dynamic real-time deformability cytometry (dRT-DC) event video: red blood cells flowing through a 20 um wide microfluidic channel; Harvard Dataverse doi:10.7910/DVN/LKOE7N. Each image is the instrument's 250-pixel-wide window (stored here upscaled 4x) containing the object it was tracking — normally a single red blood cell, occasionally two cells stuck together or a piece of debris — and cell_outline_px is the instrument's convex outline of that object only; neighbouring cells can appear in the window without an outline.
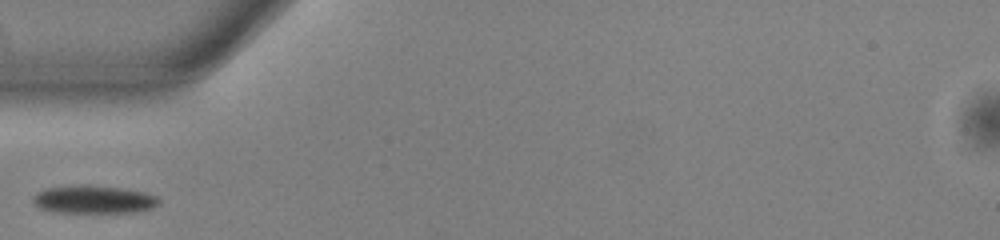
{"species": "common noctule bat (a hibernating species)", "species_latin": "Nyctalus noctula", "temperature_condition": "warm", "stored_images_in_passage": 36, "camera_frame_rate_fps": 3000, "um_per_image_px": 0.085, "animal": {"sex": "male", "body_mass_g": 13.0, "forearm_length_mm": 53.1}, "frame": {"image": 1, "passage_image": 1, "time_ms": 0.0, "image_size_px": [1000, 240], "cell_outline_px": [[160, 204], [152, 208], [136, 212], [52, 212], [40, 208], [32, 200], [32, 196], [36, 192], [48, 188], [116, 188], [144, 192], [156, 196], [160, 200]], "centroid_in_image_um": [8.0, 17.01], "position_along_channel_um": 77.0, "area_um2": 19.42}}
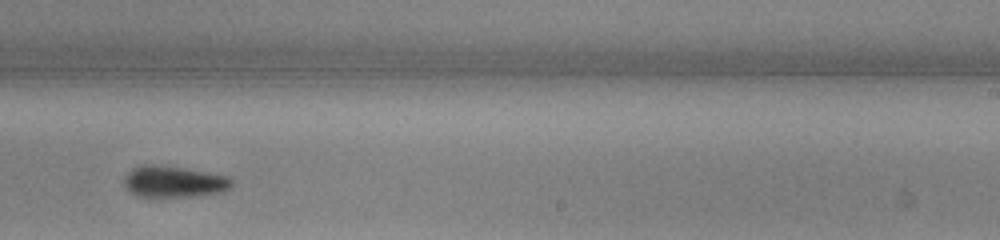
{"frame": {"image": 2, "passage_image": 16, "time_ms": 5.0, "image_size_px": [1000, 240], "cell_outline_px": [[232, 188], [224, 192], [204, 196], [136, 196], [124, 184], [124, 176], [132, 168], [144, 164], [152, 164], [184, 168], [208, 172], [228, 176], [232, 180]], "centroid_in_image_um": [14.83, 15.44], "position_along_channel_um": 274.2, "area_um2": 19.83}}
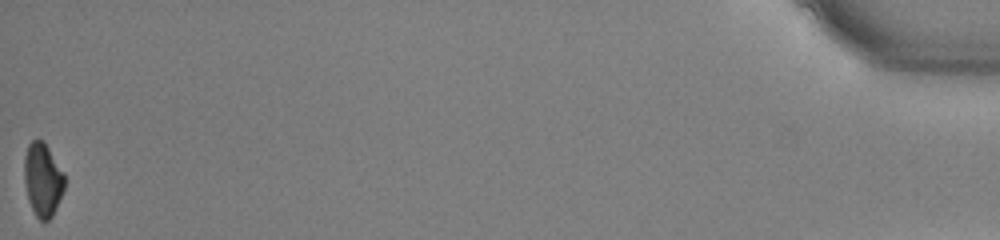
{"frame": {"image": 3, "passage_image": 36, "time_ms": 11.667, "image_size_px": [1000, 240], "cell_outline_px": [[64, 188], [56, 208], [52, 216], [48, 220], [40, 220], [36, 216], [28, 200], [24, 180], [24, 156], [28, 144], [32, 140], [40, 140], [48, 148], [64, 172]], "centroid_in_image_um": [3.62, 15.27], "position_along_channel_um": 431.6, "area_um2": 17.05}}